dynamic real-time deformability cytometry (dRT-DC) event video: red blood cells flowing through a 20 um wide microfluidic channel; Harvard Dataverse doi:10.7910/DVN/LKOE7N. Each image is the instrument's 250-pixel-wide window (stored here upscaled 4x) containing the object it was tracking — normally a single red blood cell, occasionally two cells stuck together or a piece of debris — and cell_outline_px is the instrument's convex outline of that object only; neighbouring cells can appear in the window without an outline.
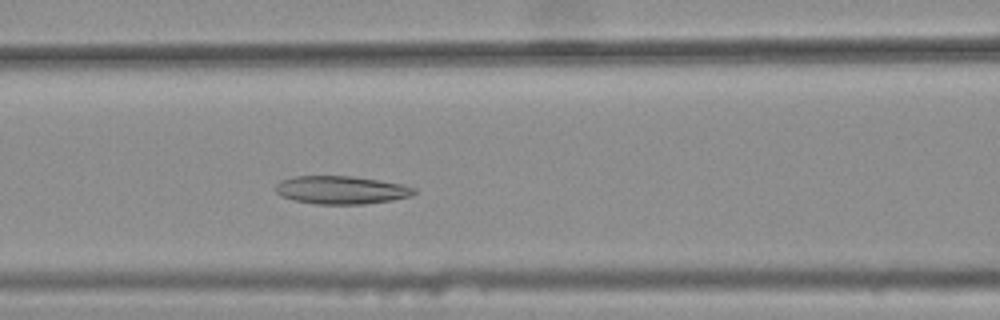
{"species": "common noctule bat (a hibernating species)", "species_latin": "Nyctalus noctula", "temperature_condition": "warm", "stored_images_in_passage": 32, "camera_frame_rate_fps": 3000, "um_per_image_px": 0.085, "animal": {"sex": "female", "body_mass_g": 25.1}, "frame": {"image": 1, "passage_image": 13, "time_ms": 4.0, "image_size_px": [1000, 320], "cell_outline_px": [[416, 192], [412, 196], [392, 200], [364, 204], [316, 204], [292, 200], [280, 196], [276, 192], [276, 184], [280, 180], [292, 176], [352, 176], [404, 184], [416, 188]], "centroid_in_image_um": [29.0, 16.15], "position_along_channel_um": 137.6, "area_um2": 22.89}}
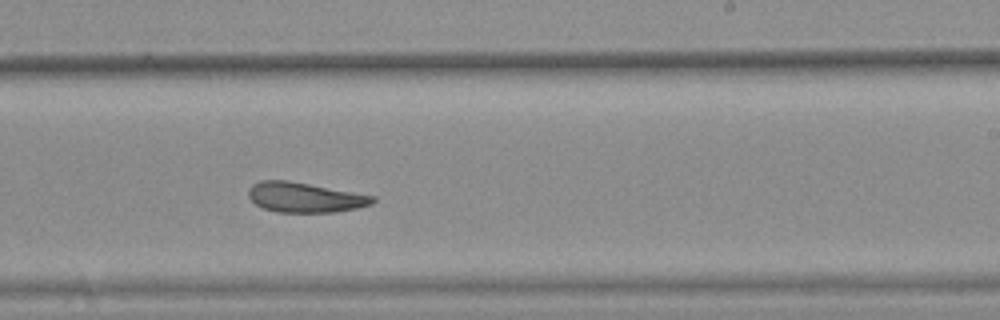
{"frame": {"image": 2, "passage_image": 23, "time_ms": 7.333, "image_size_px": [1000, 320], "cell_outline_px": [[376, 200], [372, 204], [356, 208], [336, 212], [276, 212], [264, 208], [256, 204], [248, 196], [248, 188], [252, 184], [260, 180], [288, 180], [376, 196]], "centroid_in_image_um": [25.91, 16.77], "position_along_channel_um": 263.1, "area_um2": 21.73}}
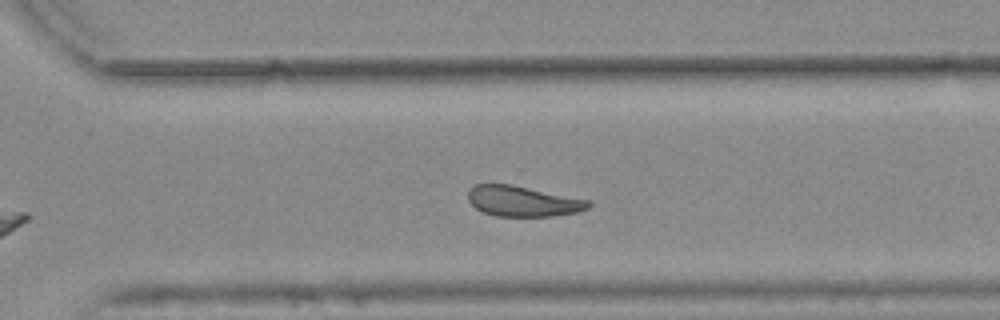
{"frame": {"image": 3, "passage_image": 28, "time_ms": 9.0, "image_size_px": [1000, 320], "cell_outline_px": [[592, 204], [588, 208], [576, 212], [552, 216], [496, 216], [484, 212], [476, 208], [468, 200], [468, 188], [476, 184], [512, 184], [592, 200]], "centroid_in_image_um": [44.46, 17.09], "position_along_channel_um": 326.1, "area_um2": 21.56}, "authors_computed_cell_mechanics": {"area_um2": 22.4553, "velocity_mm_per_s": 3.775, "shape_relaxation_time_tau1_ms": null, "shape_relaxation_time_tau2_ms": 3.7184, "deformation_change_tau1": null, "deformation_change_tau2": 0.1149}}